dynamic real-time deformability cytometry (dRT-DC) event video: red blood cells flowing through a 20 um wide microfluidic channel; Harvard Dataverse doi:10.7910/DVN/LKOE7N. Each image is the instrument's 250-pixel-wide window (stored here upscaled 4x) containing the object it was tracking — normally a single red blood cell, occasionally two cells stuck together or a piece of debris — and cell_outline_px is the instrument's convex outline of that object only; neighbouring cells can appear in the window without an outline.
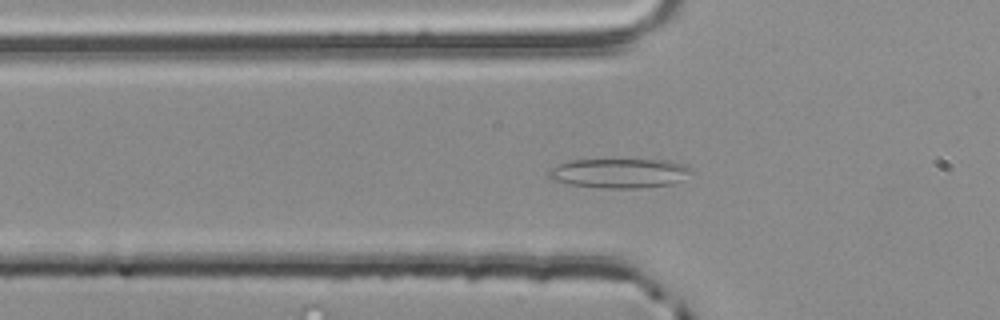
{"species": "common noctule bat (a hibernating species)", "species_latin": "Nyctalus noctula", "temperature_condition": "room temperature", "stored_images_in_passage": 39, "camera_frame_rate_fps": 3000, "um_per_image_px": 0.085, "animal": {"sex": "male", "body_mass_g": 20.4}, "frame": {"image": 1, "passage_image": 3, "time_ms": 0.667, "image_size_px": [1000, 320], "cell_outline_px": [[696, 172], [672, 184], [636, 188], [604, 188], [568, 184], [552, 180], [548, 176], [548, 168], [572, 160], [668, 160], [684, 164], [692, 168]], "centroid_in_image_um": [52.68, 14.72], "position_along_channel_um": 73.1, "area_um2": 24.62}}
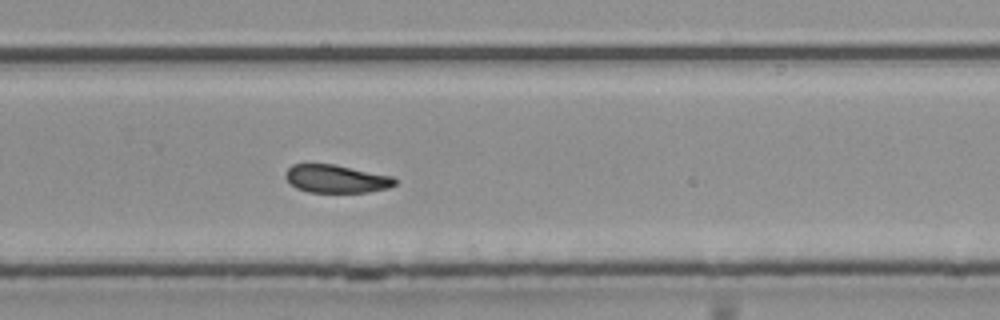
{"frame": {"image": 2, "passage_image": 21, "time_ms": 6.667, "image_size_px": [1000, 320], "cell_outline_px": [[400, 180], [396, 184], [388, 188], [368, 192], [308, 192], [296, 188], [284, 176], [284, 172], [292, 164], [336, 164], [392, 176]], "centroid_in_image_um": [28.6, 15.19], "position_along_channel_um": 301.2, "area_um2": 18.03}}
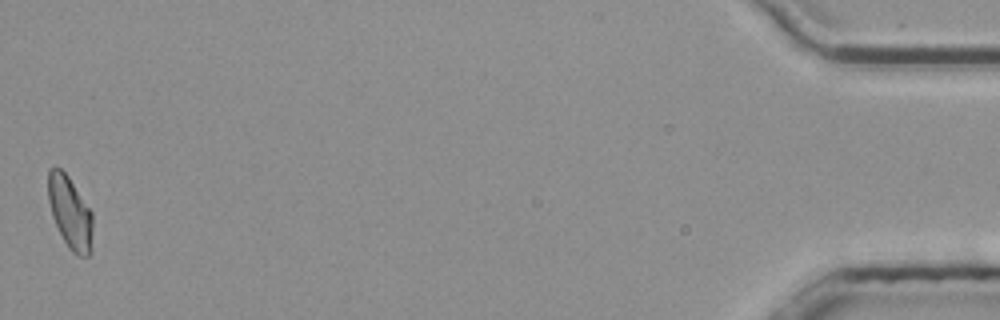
{"frame": {"image": 3, "passage_image": 39, "time_ms": 12.667, "image_size_px": [1000, 320], "cell_outline_px": [[92, 252], [88, 256], [76, 256], [68, 248], [52, 216], [48, 200], [48, 172], [52, 168], [60, 168], [68, 176], [92, 212]], "centroid_in_image_um": [5.97, 18.11], "position_along_channel_um": 429.2, "area_um2": 18.73}, "authors_computed_cell_mechanics": {"area_um2": 18.9584, "velocity_mm_per_s": 3.7918, "shape_relaxation_time_tau1_ms": 3.5948, "shape_relaxation_time_tau2_ms": 2.0986, "deformation_change_tau1": 0.1115, "deformation_change_tau2": 0.0755}}